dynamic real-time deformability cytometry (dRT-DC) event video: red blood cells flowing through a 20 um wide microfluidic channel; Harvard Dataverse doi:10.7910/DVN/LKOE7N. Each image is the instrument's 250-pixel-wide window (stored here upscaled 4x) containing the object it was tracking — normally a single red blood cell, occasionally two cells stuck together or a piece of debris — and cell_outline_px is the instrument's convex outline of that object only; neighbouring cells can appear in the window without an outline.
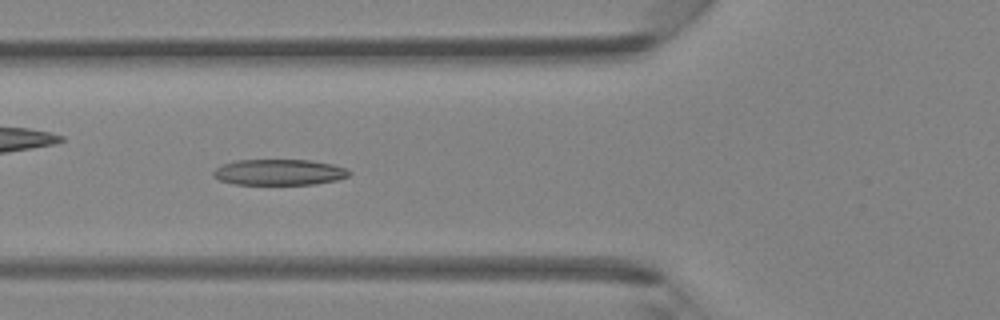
{"species": "Egyptian fruit bat (a non-hibernating species)", "species_latin": "Rousettus aegyptiacus", "temperature_condition": "room temperature", "stored_images_in_passage": 44, "camera_frame_rate_fps": 3000, "um_per_image_px": 0.085, "animal": {"sex": "female"}, "frame": {"image": 1, "passage_image": 16, "time_ms": 5.0, "image_size_px": [1000, 320], "cell_outline_px": [[352, 172], [348, 176], [336, 180], [316, 184], [236, 184], [220, 180], [212, 176], [212, 172], [216, 168], [224, 164], [236, 160], [312, 160], [332, 164], [348, 168]], "centroid_in_image_um": [23.76, 14.63], "position_along_channel_um": 102.0, "area_um2": 20.52}}
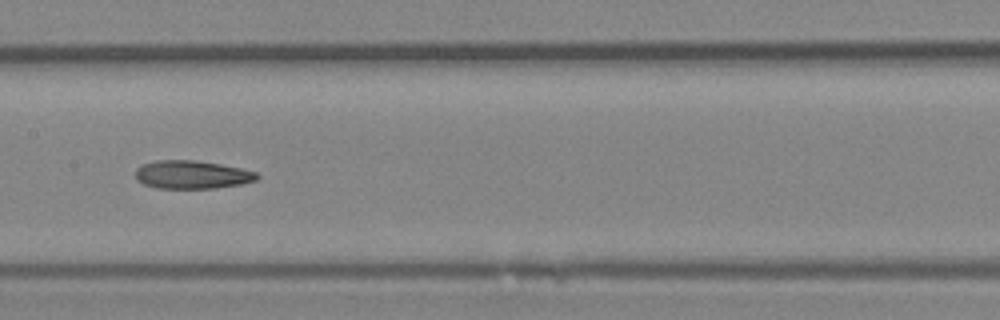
{"frame": {"image": 2, "passage_image": 22, "time_ms": 7.0, "image_size_px": [1000, 320], "cell_outline_px": [[260, 176], [256, 180], [240, 184], [216, 188], [156, 188], [144, 184], [136, 180], [136, 168], [140, 164], [156, 160], [196, 160], [220, 164], [240, 168], [256, 172]], "centroid_in_image_um": [16.28, 14.84], "position_along_channel_um": 191.1, "area_um2": 20.06}}
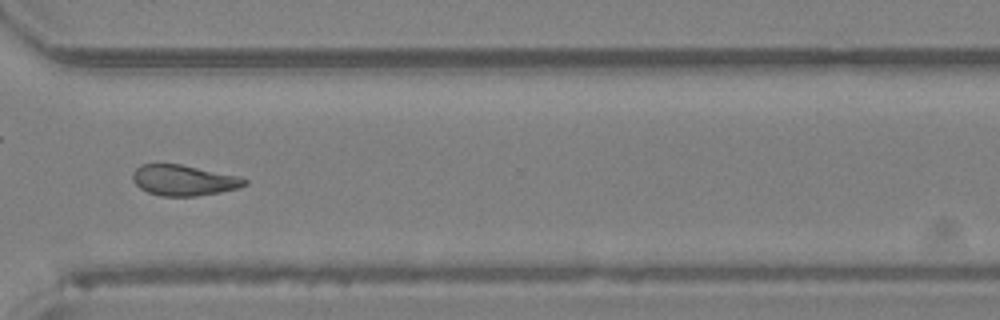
{"frame": {"image": 3, "passage_image": 33, "time_ms": 10.667, "image_size_px": [1000, 320], "cell_outline_px": [[248, 184], [236, 188], [220, 192], [196, 196], [160, 196], [148, 192], [140, 188], [132, 180], [132, 172], [140, 164], [180, 164], [240, 176], [248, 180]], "centroid_in_image_um": [15.6, 15.32], "position_along_channel_um": 355.0, "area_um2": 20.06}}